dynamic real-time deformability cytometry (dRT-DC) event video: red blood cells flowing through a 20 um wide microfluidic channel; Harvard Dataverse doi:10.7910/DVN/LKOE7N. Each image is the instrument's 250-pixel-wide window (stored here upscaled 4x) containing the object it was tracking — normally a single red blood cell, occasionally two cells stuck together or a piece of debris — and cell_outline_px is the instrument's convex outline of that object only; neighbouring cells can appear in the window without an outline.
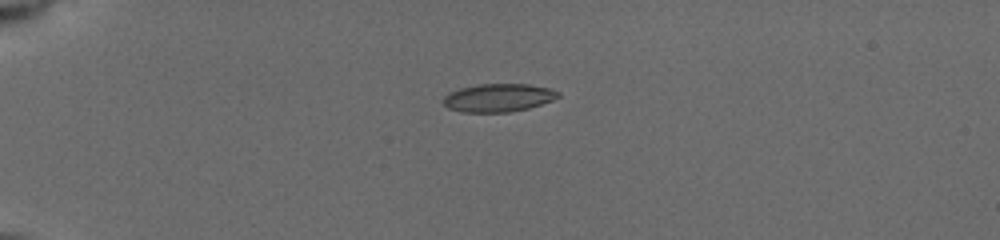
{"species": "common noctule bat (a hibernating species)", "species_latin": "Nyctalus noctula", "temperature_condition": "cold", "stored_images_in_passage": 8, "camera_frame_rate_fps": 3000, "um_per_image_px": 0.085, "animal": {"sex": "female", "body_mass_g": 19.5, "forearm_length_mm": 54.1}, "frame": {"image": 1, "passage_image": 1, "time_ms": 0.0, "image_size_px": [1000, 240], "cell_outline_px": [[560, 96], [552, 100], [528, 108], [508, 112], [460, 112], [448, 108], [444, 104], [444, 96], [448, 92], [460, 88], [480, 84], [528, 84], [552, 88], [560, 92]], "centroid_in_image_um": [42.36, 8.3], "position_along_channel_um": 42.6, "area_um2": 18.84}}